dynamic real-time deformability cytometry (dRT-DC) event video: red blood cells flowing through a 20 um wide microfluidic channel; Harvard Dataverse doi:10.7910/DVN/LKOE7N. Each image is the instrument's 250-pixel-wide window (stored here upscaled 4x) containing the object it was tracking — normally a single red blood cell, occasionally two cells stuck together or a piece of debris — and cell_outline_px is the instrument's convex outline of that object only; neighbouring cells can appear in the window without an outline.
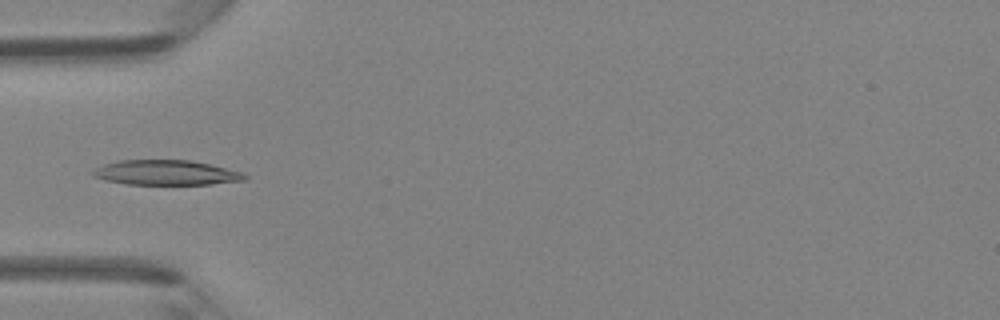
{"species": "Egyptian fruit bat (a non-hibernating species)", "species_latin": "Rousettus aegyptiacus", "temperature_condition": "room temperature", "stored_images_in_passage": 5, "camera_frame_rate_fps": 3000, "um_per_image_px": 0.085, "animal": {"sex": "female"}, "frame": {"image": 1, "passage_image": 5, "time_ms": 4.667, "image_size_px": [1000, 320], "cell_outline_px": [[248, 176], [244, 180], [212, 184], [128, 184], [104, 180], [92, 176], [88, 172], [104, 164], [120, 160], [188, 160], [208, 164], [240, 172]], "centroid_in_image_um": [14.03, 14.67], "position_along_channel_um": 71.0, "area_um2": 21.85}}